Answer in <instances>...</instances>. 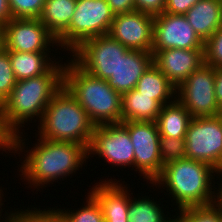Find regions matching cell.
I'll list each match as a JSON object with an SVG mask.
<instances>
[{"label": "cell", "instance_id": "obj_1", "mask_svg": "<svg viewBox=\"0 0 222 222\" xmlns=\"http://www.w3.org/2000/svg\"><path fill=\"white\" fill-rule=\"evenodd\" d=\"M21 134L23 135V132L12 138L11 153L20 154L28 149L24 154L26 157H22L25 160L21 162L19 168L20 177L22 176L21 178L30 186L27 188L40 189L61 178L63 181L65 177L73 175L79 168H82V164L88 162L86 161L89 159L88 148L85 145L39 137L37 143L30 149L25 145V139ZM25 147H27L26 150Z\"/></svg>", "mask_w": 222, "mask_h": 222}, {"label": "cell", "instance_id": "obj_2", "mask_svg": "<svg viewBox=\"0 0 222 222\" xmlns=\"http://www.w3.org/2000/svg\"><path fill=\"white\" fill-rule=\"evenodd\" d=\"M55 62L44 74L18 80L0 106L1 124L13 138L34 118L40 122L51 99L64 86V65ZM22 124V125H21ZM21 127V128H20Z\"/></svg>", "mask_w": 222, "mask_h": 222}, {"label": "cell", "instance_id": "obj_3", "mask_svg": "<svg viewBox=\"0 0 222 222\" xmlns=\"http://www.w3.org/2000/svg\"><path fill=\"white\" fill-rule=\"evenodd\" d=\"M217 172L208 163L185 158L164 165L162 173L152 184L158 189L166 187L167 195L170 194V198L175 200L174 205L178 206L174 210L178 211L216 202L217 183L213 180Z\"/></svg>", "mask_w": 222, "mask_h": 222}, {"label": "cell", "instance_id": "obj_4", "mask_svg": "<svg viewBox=\"0 0 222 222\" xmlns=\"http://www.w3.org/2000/svg\"><path fill=\"white\" fill-rule=\"evenodd\" d=\"M65 63L64 87L87 111L95 126L122 122V95L107 80L84 71L72 58Z\"/></svg>", "mask_w": 222, "mask_h": 222}, {"label": "cell", "instance_id": "obj_5", "mask_svg": "<svg viewBox=\"0 0 222 222\" xmlns=\"http://www.w3.org/2000/svg\"><path fill=\"white\" fill-rule=\"evenodd\" d=\"M38 137L90 145L95 125L87 111L63 86L51 99L38 123Z\"/></svg>", "mask_w": 222, "mask_h": 222}, {"label": "cell", "instance_id": "obj_6", "mask_svg": "<svg viewBox=\"0 0 222 222\" xmlns=\"http://www.w3.org/2000/svg\"><path fill=\"white\" fill-rule=\"evenodd\" d=\"M114 17L107 0H77L69 27L56 39L57 44L73 52L85 40L108 34Z\"/></svg>", "mask_w": 222, "mask_h": 222}, {"label": "cell", "instance_id": "obj_7", "mask_svg": "<svg viewBox=\"0 0 222 222\" xmlns=\"http://www.w3.org/2000/svg\"><path fill=\"white\" fill-rule=\"evenodd\" d=\"M186 158L222 170V123L217 116L193 117L185 136Z\"/></svg>", "mask_w": 222, "mask_h": 222}, {"label": "cell", "instance_id": "obj_8", "mask_svg": "<svg viewBox=\"0 0 222 222\" xmlns=\"http://www.w3.org/2000/svg\"><path fill=\"white\" fill-rule=\"evenodd\" d=\"M129 49L109 34L85 40L72 53V59L87 73L108 80L117 70L118 61Z\"/></svg>", "mask_w": 222, "mask_h": 222}, {"label": "cell", "instance_id": "obj_9", "mask_svg": "<svg viewBox=\"0 0 222 222\" xmlns=\"http://www.w3.org/2000/svg\"><path fill=\"white\" fill-rule=\"evenodd\" d=\"M134 146V169L152 184L162 173L160 134L154 121H122ZM150 180V181H149Z\"/></svg>", "mask_w": 222, "mask_h": 222}, {"label": "cell", "instance_id": "obj_10", "mask_svg": "<svg viewBox=\"0 0 222 222\" xmlns=\"http://www.w3.org/2000/svg\"><path fill=\"white\" fill-rule=\"evenodd\" d=\"M214 89L215 67L204 63L176 88V98L192 117L217 116L219 106Z\"/></svg>", "mask_w": 222, "mask_h": 222}, {"label": "cell", "instance_id": "obj_11", "mask_svg": "<svg viewBox=\"0 0 222 222\" xmlns=\"http://www.w3.org/2000/svg\"><path fill=\"white\" fill-rule=\"evenodd\" d=\"M94 155H98L112 166H121V168L128 166L133 170L134 146L128 129L122 123L95 126L88 147V156L93 157Z\"/></svg>", "mask_w": 222, "mask_h": 222}, {"label": "cell", "instance_id": "obj_12", "mask_svg": "<svg viewBox=\"0 0 222 222\" xmlns=\"http://www.w3.org/2000/svg\"><path fill=\"white\" fill-rule=\"evenodd\" d=\"M3 28L7 51L50 52L53 54L49 51L50 46L58 47L56 38L39 19L12 18L3 25Z\"/></svg>", "mask_w": 222, "mask_h": 222}, {"label": "cell", "instance_id": "obj_13", "mask_svg": "<svg viewBox=\"0 0 222 222\" xmlns=\"http://www.w3.org/2000/svg\"><path fill=\"white\" fill-rule=\"evenodd\" d=\"M171 48L204 49V42L184 15L163 12L154 16L151 53Z\"/></svg>", "mask_w": 222, "mask_h": 222}, {"label": "cell", "instance_id": "obj_14", "mask_svg": "<svg viewBox=\"0 0 222 222\" xmlns=\"http://www.w3.org/2000/svg\"><path fill=\"white\" fill-rule=\"evenodd\" d=\"M154 16L134 10L115 15L108 34L129 50L151 52Z\"/></svg>", "mask_w": 222, "mask_h": 222}, {"label": "cell", "instance_id": "obj_15", "mask_svg": "<svg viewBox=\"0 0 222 222\" xmlns=\"http://www.w3.org/2000/svg\"><path fill=\"white\" fill-rule=\"evenodd\" d=\"M152 55L153 64L176 88L204 64V49L171 48L153 51Z\"/></svg>", "mask_w": 222, "mask_h": 222}, {"label": "cell", "instance_id": "obj_16", "mask_svg": "<svg viewBox=\"0 0 222 222\" xmlns=\"http://www.w3.org/2000/svg\"><path fill=\"white\" fill-rule=\"evenodd\" d=\"M116 180V181H114ZM112 178L100 180L93 185L89 193L97 200L103 212L105 222H128L130 192L127 184ZM124 186V187H123Z\"/></svg>", "mask_w": 222, "mask_h": 222}, {"label": "cell", "instance_id": "obj_17", "mask_svg": "<svg viewBox=\"0 0 222 222\" xmlns=\"http://www.w3.org/2000/svg\"><path fill=\"white\" fill-rule=\"evenodd\" d=\"M153 64L151 52L128 50L118 61L117 70L107 80L121 95L135 89L139 78Z\"/></svg>", "mask_w": 222, "mask_h": 222}, {"label": "cell", "instance_id": "obj_18", "mask_svg": "<svg viewBox=\"0 0 222 222\" xmlns=\"http://www.w3.org/2000/svg\"><path fill=\"white\" fill-rule=\"evenodd\" d=\"M184 16L205 43L222 24V1L199 0Z\"/></svg>", "mask_w": 222, "mask_h": 222}, {"label": "cell", "instance_id": "obj_19", "mask_svg": "<svg viewBox=\"0 0 222 222\" xmlns=\"http://www.w3.org/2000/svg\"><path fill=\"white\" fill-rule=\"evenodd\" d=\"M192 118L187 108L176 98L162 106L155 122L161 137L185 139Z\"/></svg>", "mask_w": 222, "mask_h": 222}, {"label": "cell", "instance_id": "obj_20", "mask_svg": "<svg viewBox=\"0 0 222 222\" xmlns=\"http://www.w3.org/2000/svg\"><path fill=\"white\" fill-rule=\"evenodd\" d=\"M122 121H156L162 105L136 89L122 94Z\"/></svg>", "mask_w": 222, "mask_h": 222}, {"label": "cell", "instance_id": "obj_21", "mask_svg": "<svg viewBox=\"0 0 222 222\" xmlns=\"http://www.w3.org/2000/svg\"><path fill=\"white\" fill-rule=\"evenodd\" d=\"M9 57L17 81L44 74L58 59H52L49 52L9 51Z\"/></svg>", "mask_w": 222, "mask_h": 222}, {"label": "cell", "instance_id": "obj_22", "mask_svg": "<svg viewBox=\"0 0 222 222\" xmlns=\"http://www.w3.org/2000/svg\"><path fill=\"white\" fill-rule=\"evenodd\" d=\"M135 89L141 95L154 96L162 106L176 99V87L154 64L139 78Z\"/></svg>", "mask_w": 222, "mask_h": 222}, {"label": "cell", "instance_id": "obj_23", "mask_svg": "<svg viewBox=\"0 0 222 222\" xmlns=\"http://www.w3.org/2000/svg\"><path fill=\"white\" fill-rule=\"evenodd\" d=\"M77 0H45L39 20L57 39L72 20Z\"/></svg>", "mask_w": 222, "mask_h": 222}, {"label": "cell", "instance_id": "obj_24", "mask_svg": "<svg viewBox=\"0 0 222 222\" xmlns=\"http://www.w3.org/2000/svg\"><path fill=\"white\" fill-rule=\"evenodd\" d=\"M142 198V199H141ZM156 203L149 196H140L137 198L130 197L129 209H128V222H173L175 215L172 214V219L164 213L163 205ZM167 216V217H166Z\"/></svg>", "mask_w": 222, "mask_h": 222}, {"label": "cell", "instance_id": "obj_25", "mask_svg": "<svg viewBox=\"0 0 222 222\" xmlns=\"http://www.w3.org/2000/svg\"><path fill=\"white\" fill-rule=\"evenodd\" d=\"M87 194L89 195L86 197V203L76 212L58 208L64 222H105L100 204L90 193Z\"/></svg>", "mask_w": 222, "mask_h": 222}, {"label": "cell", "instance_id": "obj_26", "mask_svg": "<svg viewBox=\"0 0 222 222\" xmlns=\"http://www.w3.org/2000/svg\"><path fill=\"white\" fill-rule=\"evenodd\" d=\"M178 222H222V208L216 203L178 210Z\"/></svg>", "mask_w": 222, "mask_h": 222}, {"label": "cell", "instance_id": "obj_27", "mask_svg": "<svg viewBox=\"0 0 222 222\" xmlns=\"http://www.w3.org/2000/svg\"><path fill=\"white\" fill-rule=\"evenodd\" d=\"M27 208L25 210H10L8 214L9 222H64L62 214L55 208L44 209L43 211L37 207Z\"/></svg>", "mask_w": 222, "mask_h": 222}, {"label": "cell", "instance_id": "obj_28", "mask_svg": "<svg viewBox=\"0 0 222 222\" xmlns=\"http://www.w3.org/2000/svg\"><path fill=\"white\" fill-rule=\"evenodd\" d=\"M185 139L161 137L159 152L163 166L173 161L186 158Z\"/></svg>", "mask_w": 222, "mask_h": 222}, {"label": "cell", "instance_id": "obj_29", "mask_svg": "<svg viewBox=\"0 0 222 222\" xmlns=\"http://www.w3.org/2000/svg\"><path fill=\"white\" fill-rule=\"evenodd\" d=\"M16 82L17 80L12 69L9 51L3 49L0 52V106L10 95Z\"/></svg>", "mask_w": 222, "mask_h": 222}, {"label": "cell", "instance_id": "obj_30", "mask_svg": "<svg viewBox=\"0 0 222 222\" xmlns=\"http://www.w3.org/2000/svg\"><path fill=\"white\" fill-rule=\"evenodd\" d=\"M12 18L38 19L45 0H8Z\"/></svg>", "mask_w": 222, "mask_h": 222}, {"label": "cell", "instance_id": "obj_31", "mask_svg": "<svg viewBox=\"0 0 222 222\" xmlns=\"http://www.w3.org/2000/svg\"><path fill=\"white\" fill-rule=\"evenodd\" d=\"M204 63L222 68V24L204 43Z\"/></svg>", "mask_w": 222, "mask_h": 222}, {"label": "cell", "instance_id": "obj_32", "mask_svg": "<svg viewBox=\"0 0 222 222\" xmlns=\"http://www.w3.org/2000/svg\"><path fill=\"white\" fill-rule=\"evenodd\" d=\"M166 0H135L136 10L156 16L165 10Z\"/></svg>", "mask_w": 222, "mask_h": 222}, {"label": "cell", "instance_id": "obj_33", "mask_svg": "<svg viewBox=\"0 0 222 222\" xmlns=\"http://www.w3.org/2000/svg\"><path fill=\"white\" fill-rule=\"evenodd\" d=\"M199 0H166L164 12L184 15Z\"/></svg>", "mask_w": 222, "mask_h": 222}, {"label": "cell", "instance_id": "obj_34", "mask_svg": "<svg viewBox=\"0 0 222 222\" xmlns=\"http://www.w3.org/2000/svg\"><path fill=\"white\" fill-rule=\"evenodd\" d=\"M107 3L114 15L136 10L135 0H107Z\"/></svg>", "mask_w": 222, "mask_h": 222}, {"label": "cell", "instance_id": "obj_35", "mask_svg": "<svg viewBox=\"0 0 222 222\" xmlns=\"http://www.w3.org/2000/svg\"><path fill=\"white\" fill-rule=\"evenodd\" d=\"M0 149L6 154L12 152V137L4 130L0 117ZM3 149V150H2ZM8 150V151H7Z\"/></svg>", "mask_w": 222, "mask_h": 222}, {"label": "cell", "instance_id": "obj_36", "mask_svg": "<svg viewBox=\"0 0 222 222\" xmlns=\"http://www.w3.org/2000/svg\"><path fill=\"white\" fill-rule=\"evenodd\" d=\"M215 98L219 107L222 106V68H215Z\"/></svg>", "mask_w": 222, "mask_h": 222}, {"label": "cell", "instance_id": "obj_37", "mask_svg": "<svg viewBox=\"0 0 222 222\" xmlns=\"http://www.w3.org/2000/svg\"><path fill=\"white\" fill-rule=\"evenodd\" d=\"M12 19L8 0H0V25L3 26Z\"/></svg>", "mask_w": 222, "mask_h": 222}, {"label": "cell", "instance_id": "obj_38", "mask_svg": "<svg viewBox=\"0 0 222 222\" xmlns=\"http://www.w3.org/2000/svg\"><path fill=\"white\" fill-rule=\"evenodd\" d=\"M220 176V177H218ZM222 170L217 172V178L219 179V183L217 182V185L219 186L216 190V203L222 208Z\"/></svg>", "mask_w": 222, "mask_h": 222}, {"label": "cell", "instance_id": "obj_39", "mask_svg": "<svg viewBox=\"0 0 222 222\" xmlns=\"http://www.w3.org/2000/svg\"><path fill=\"white\" fill-rule=\"evenodd\" d=\"M5 49L4 43V28L0 25V52Z\"/></svg>", "mask_w": 222, "mask_h": 222}, {"label": "cell", "instance_id": "obj_40", "mask_svg": "<svg viewBox=\"0 0 222 222\" xmlns=\"http://www.w3.org/2000/svg\"><path fill=\"white\" fill-rule=\"evenodd\" d=\"M0 188H2V187H0ZM3 190L2 189H0V208L2 207V205L4 204V203H2L3 201V199H2V197L4 196L3 195ZM2 211H3V209L1 208V210H0V216L2 215L1 213H2ZM0 220H1V218H0Z\"/></svg>", "mask_w": 222, "mask_h": 222}, {"label": "cell", "instance_id": "obj_41", "mask_svg": "<svg viewBox=\"0 0 222 222\" xmlns=\"http://www.w3.org/2000/svg\"><path fill=\"white\" fill-rule=\"evenodd\" d=\"M217 117L220 119V121H221V123H222V106L219 107Z\"/></svg>", "mask_w": 222, "mask_h": 222}, {"label": "cell", "instance_id": "obj_42", "mask_svg": "<svg viewBox=\"0 0 222 222\" xmlns=\"http://www.w3.org/2000/svg\"><path fill=\"white\" fill-rule=\"evenodd\" d=\"M6 214H3L4 215V220H2V222H9V218H8V213L5 211ZM6 216V217H5Z\"/></svg>", "mask_w": 222, "mask_h": 222}]
</instances>
